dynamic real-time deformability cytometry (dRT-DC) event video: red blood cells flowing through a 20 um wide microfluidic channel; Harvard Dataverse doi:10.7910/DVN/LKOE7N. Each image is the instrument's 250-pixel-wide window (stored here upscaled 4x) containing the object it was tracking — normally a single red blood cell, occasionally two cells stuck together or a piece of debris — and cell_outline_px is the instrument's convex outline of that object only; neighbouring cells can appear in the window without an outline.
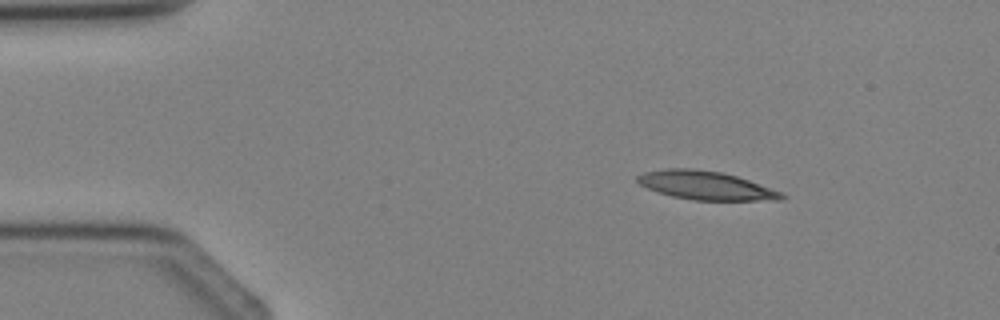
{"species": "Egyptian fruit bat (a non-hibernating species)", "species_latin": "Rousettus aegyptiacus", "temperature_condition": "cold", "stored_images_in_passage": 3, "camera_frame_rate_fps": 3000, "um_per_image_px": 0.085, "animal": {"sex": "female"}, "frame": {"image": 1, "passage_image": 1, "time_ms": 0.0, "image_size_px": [1000, 320], "cell_outline_px": [[788, 196], [784, 200], [692, 200], [672, 196], [648, 188], [640, 184], [636, 180], [636, 176], [644, 172], [664, 168], [692, 168], [720, 172], [736, 176], [784, 192]], "centroid_in_image_um": [60.03, 15.76], "position_along_channel_um": 25.0, "area_um2": 24.04}}
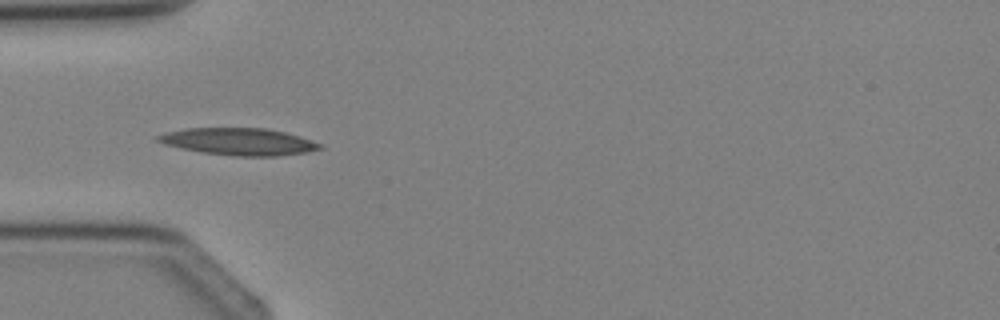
{"frame": {"image": 2, "passage_image": 2, "time_ms": 2.0, "image_size_px": [1000, 320], "cell_outline_px": [[324, 148], [308, 152], [276, 156], [236, 156], [200, 152], [180, 148], [164, 144], [156, 140], [156, 136], [164, 132], [184, 128], [268, 128], [284, 132], [324, 144]], "centroid_in_image_um": [20.29, 12.03], "position_along_channel_um": 64.7, "area_um2": 25.72}}
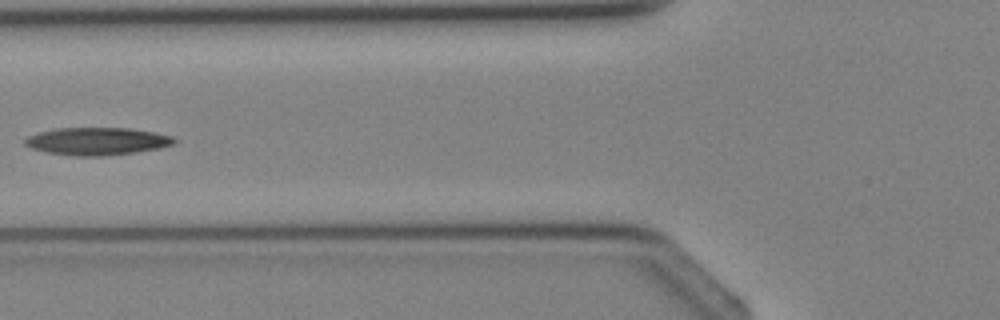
{"frame": {"image": 3, "passage_image": 3, "time_ms": 3.0, "image_size_px": [1000, 320], "cell_outline_px": [[176, 144], [160, 148], [132, 152], [100, 156], [72, 156], [48, 152], [32, 148], [24, 144], [24, 140], [28, 136], [36, 132], [56, 128], [132, 128], [156, 132], [172, 136], [176, 140]], "centroid_in_image_um": [8.26, 11.99], "position_along_channel_um": 117.5, "area_um2": 24.04}}